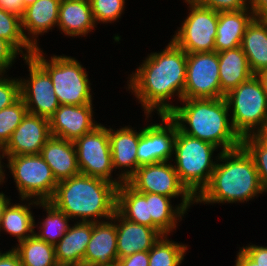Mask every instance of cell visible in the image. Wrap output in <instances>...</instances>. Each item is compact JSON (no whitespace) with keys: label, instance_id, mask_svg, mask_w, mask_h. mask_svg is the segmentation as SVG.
I'll return each mask as SVG.
<instances>
[{"label":"cell","instance_id":"cell-20","mask_svg":"<svg viewBox=\"0 0 267 266\" xmlns=\"http://www.w3.org/2000/svg\"><path fill=\"white\" fill-rule=\"evenodd\" d=\"M57 182L80 174L74 142L51 136L40 151Z\"/></svg>","mask_w":267,"mask_h":266},{"label":"cell","instance_id":"cell-17","mask_svg":"<svg viewBox=\"0 0 267 266\" xmlns=\"http://www.w3.org/2000/svg\"><path fill=\"white\" fill-rule=\"evenodd\" d=\"M112 222H93L92 235L87 244L83 259V266H116L117 229L115 213L110 219ZM114 220V223H113Z\"/></svg>","mask_w":267,"mask_h":266},{"label":"cell","instance_id":"cell-33","mask_svg":"<svg viewBox=\"0 0 267 266\" xmlns=\"http://www.w3.org/2000/svg\"><path fill=\"white\" fill-rule=\"evenodd\" d=\"M0 38L8 41L19 53L23 54L22 58L30 57L34 52V48L23 35L21 28V18L15 14L6 12L1 8ZM22 49H25L26 54Z\"/></svg>","mask_w":267,"mask_h":266},{"label":"cell","instance_id":"cell-49","mask_svg":"<svg viewBox=\"0 0 267 266\" xmlns=\"http://www.w3.org/2000/svg\"><path fill=\"white\" fill-rule=\"evenodd\" d=\"M0 152L2 153V147L0 146ZM1 156H3V155H0V184H2L4 181V178H5V174H4V172H3V165H1V160L3 159V157L1 158ZM2 182V183H1Z\"/></svg>","mask_w":267,"mask_h":266},{"label":"cell","instance_id":"cell-37","mask_svg":"<svg viewBox=\"0 0 267 266\" xmlns=\"http://www.w3.org/2000/svg\"><path fill=\"white\" fill-rule=\"evenodd\" d=\"M2 77V78H1ZM0 77V110L15 103L20 97V80Z\"/></svg>","mask_w":267,"mask_h":266},{"label":"cell","instance_id":"cell-51","mask_svg":"<svg viewBox=\"0 0 267 266\" xmlns=\"http://www.w3.org/2000/svg\"><path fill=\"white\" fill-rule=\"evenodd\" d=\"M262 18L267 22V13Z\"/></svg>","mask_w":267,"mask_h":266},{"label":"cell","instance_id":"cell-22","mask_svg":"<svg viewBox=\"0 0 267 266\" xmlns=\"http://www.w3.org/2000/svg\"><path fill=\"white\" fill-rule=\"evenodd\" d=\"M60 3L61 0H37L25 8L21 18V28L25 39L34 49L39 48L36 37L57 25ZM25 29L30 36L32 34L31 38L26 36Z\"/></svg>","mask_w":267,"mask_h":266},{"label":"cell","instance_id":"cell-2","mask_svg":"<svg viewBox=\"0 0 267 266\" xmlns=\"http://www.w3.org/2000/svg\"><path fill=\"white\" fill-rule=\"evenodd\" d=\"M181 101L184 106H174L167 114L181 132L210 142L218 148L222 147V152L241 147L242 139L235 132L232 123H229V108L225 97Z\"/></svg>","mask_w":267,"mask_h":266},{"label":"cell","instance_id":"cell-24","mask_svg":"<svg viewBox=\"0 0 267 266\" xmlns=\"http://www.w3.org/2000/svg\"><path fill=\"white\" fill-rule=\"evenodd\" d=\"M221 98L253 75L241 46L218 52Z\"/></svg>","mask_w":267,"mask_h":266},{"label":"cell","instance_id":"cell-45","mask_svg":"<svg viewBox=\"0 0 267 266\" xmlns=\"http://www.w3.org/2000/svg\"><path fill=\"white\" fill-rule=\"evenodd\" d=\"M239 251L235 266H258L242 249Z\"/></svg>","mask_w":267,"mask_h":266},{"label":"cell","instance_id":"cell-10","mask_svg":"<svg viewBox=\"0 0 267 266\" xmlns=\"http://www.w3.org/2000/svg\"><path fill=\"white\" fill-rule=\"evenodd\" d=\"M185 2L190 5L191 12L171 40L186 53L215 51L218 12L192 0Z\"/></svg>","mask_w":267,"mask_h":266},{"label":"cell","instance_id":"cell-27","mask_svg":"<svg viewBox=\"0 0 267 266\" xmlns=\"http://www.w3.org/2000/svg\"><path fill=\"white\" fill-rule=\"evenodd\" d=\"M116 211L128 221L152 227L146 193L138 192L127 182L117 187Z\"/></svg>","mask_w":267,"mask_h":266},{"label":"cell","instance_id":"cell-28","mask_svg":"<svg viewBox=\"0 0 267 266\" xmlns=\"http://www.w3.org/2000/svg\"><path fill=\"white\" fill-rule=\"evenodd\" d=\"M170 197L156 193H146L148 202L149 217H152V228L161 236L176 228L177 221L182 219L185 210L181 207H172Z\"/></svg>","mask_w":267,"mask_h":266},{"label":"cell","instance_id":"cell-42","mask_svg":"<svg viewBox=\"0 0 267 266\" xmlns=\"http://www.w3.org/2000/svg\"><path fill=\"white\" fill-rule=\"evenodd\" d=\"M0 8L20 18L25 12L23 0H0Z\"/></svg>","mask_w":267,"mask_h":266},{"label":"cell","instance_id":"cell-39","mask_svg":"<svg viewBox=\"0 0 267 266\" xmlns=\"http://www.w3.org/2000/svg\"><path fill=\"white\" fill-rule=\"evenodd\" d=\"M20 54L8 41L0 38V76L4 75L9 66H12V62L16 58V55Z\"/></svg>","mask_w":267,"mask_h":266},{"label":"cell","instance_id":"cell-7","mask_svg":"<svg viewBox=\"0 0 267 266\" xmlns=\"http://www.w3.org/2000/svg\"><path fill=\"white\" fill-rule=\"evenodd\" d=\"M225 99L232 110V126L241 139L256 135L267 125V94L256 75L230 90Z\"/></svg>","mask_w":267,"mask_h":266},{"label":"cell","instance_id":"cell-11","mask_svg":"<svg viewBox=\"0 0 267 266\" xmlns=\"http://www.w3.org/2000/svg\"><path fill=\"white\" fill-rule=\"evenodd\" d=\"M78 167L81 174L98 177L114 183L117 187L123 180H112L114 170L108 129L99 124L92 131L74 141ZM111 178V179H110Z\"/></svg>","mask_w":267,"mask_h":266},{"label":"cell","instance_id":"cell-13","mask_svg":"<svg viewBox=\"0 0 267 266\" xmlns=\"http://www.w3.org/2000/svg\"><path fill=\"white\" fill-rule=\"evenodd\" d=\"M29 65L28 80L20 79V94L29 114L50 119L59 107L49 74L30 56L24 57Z\"/></svg>","mask_w":267,"mask_h":266},{"label":"cell","instance_id":"cell-44","mask_svg":"<svg viewBox=\"0 0 267 266\" xmlns=\"http://www.w3.org/2000/svg\"><path fill=\"white\" fill-rule=\"evenodd\" d=\"M250 10L255 17H263L267 13V0H248Z\"/></svg>","mask_w":267,"mask_h":266},{"label":"cell","instance_id":"cell-31","mask_svg":"<svg viewBox=\"0 0 267 266\" xmlns=\"http://www.w3.org/2000/svg\"><path fill=\"white\" fill-rule=\"evenodd\" d=\"M187 246L167 239L162 235L149 250V266H180Z\"/></svg>","mask_w":267,"mask_h":266},{"label":"cell","instance_id":"cell-26","mask_svg":"<svg viewBox=\"0 0 267 266\" xmlns=\"http://www.w3.org/2000/svg\"><path fill=\"white\" fill-rule=\"evenodd\" d=\"M241 48L253 75L267 69V22L262 17H255L247 26Z\"/></svg>","mask_w":267,"mask_h":266},{"label":"cell","instance_id":"cell-25","mask_svg":"<svg viewBox=\"0 0 267 266\" xmlns=\"http://www.w3.org/2000/svg\"><path fill=\"white\" fill-rule=\"evenodd\" d=\"M59 29L74 37L86 35L95 27L89 0H61L59 7Z\"/></svg>","mask_w":267,"mask_h":266},{"label":"cell","instance_id":"cell-15","mask_svg":"<svg viewBox=\"0 0 267 266\" xmlns=\"http://www.w3.org/2000/svg\"><path fill=\"white\" fill-rule=\"evenodd\" d=\"M51 136L49 119L27 113L2 148V157L40 154Z\"/></svg>","mask_w":267,"mask_h":266},{"label":"cell","instance_id":"cell-5","mask_svg":"<svg viewBox=\"0 0 267 266\" xmlns=\"http://www.w3.org/2000/svg\"><path fill=\"white\" fill-rule=\"evenodd\" d=\"M216 149L218 147L214 144L189 136L177 128L174 168L180 181L195 197L210 182L216 166L212 159Z\"/></svg>","mask_w":267,"mask_h":266},{"label":"cell","instance_id":"cell-29","mask_svg":"<svg viewBox=\"0 0 267 266\" xmlns=\"http://www.w3.org/2000/svg\"><path fill=\"white\" fill-rule=\"evenodd\" d=\"M31 204L39 205V201H35L34 199V201L29 203V207L26 204L11 205L9 202L3 210L0 231L3 229L10 235L16 236L18 242L24 241L34 235V228L36 225L34 224V216L30 210Z\"/></svg>","mask_w":267,"mask_h":266},{"label":"cell","instance_id":"cell-32","mask_svg":"<svg viewBox=\"0 0 267 266\" xmlns=\"http://www.w3.org/2000/svg\"><path fill=\"white\" fill-rule=\"evenodd\" d=\"M39 205L46 209V219L39 226L40 232L35 235L46 241L47 243L55 245L69 228V217L62 211L55 208L50 202H39ZM42 227V228H41Z\"/></svg>","mask_w":267,"mask_h":266},{"label":"cell","instance_id":"cell-47","mask_svg":"<svg viewBox=\"0 0 267 266\" xmlns=\"http://www.w3.org/2000/svg\"><path fill=\"white\" fill-rule=\"evenodd\" d=\"M9 202L10 200L5 196V194L0 193V223L2 219L3 210Z\"/></svg>","mask_w":267,"mask_h":266},{"label":"cell","instance_id":"cell-4","mask_svg":"<svg viewBox=\"0 0 267 266\" xmlns=\"http://www.w3.org/2000/svg\"><path fill=\"white\" fill-rule=\"evenodd\" d=\"M218 155L224 163H216L209 184L196 197L197 203L244 202L263 193L254 161L242 146Z\"/></svg>","mask_w":267,"mask_h":266},{"label":"cell","instance_id":"cell-50","mask_svg":"<svg viewBox=\"0 0 267 266\" xmlns=\"http://www.w3.org/2000/svg\"><path fill=\"white\" fill-rule=\"evenodd\" d=\"M37 0H23L24 7L31 5L32 3L36 2Z\"/></svg>","mask_w":267,"mask_h":266},{"label":"cell","instance_id":"cell-41","mask_svg":"<svg viewBox=\"0 0 267 266\" xmlns=\"http://www.w3.org/2000/svg\"><path fill=\"white\" fill-rule=\"evenodd\" d=\"M258 266H267V247L249 245L241 248Z\"/></svg>","mask_w":267,"mask_h":266},{"label":"cell","instance_id":"cell-19","mask_svg":"<svg viewBox=\"0 0 267 266\" xmlns=\"http://www.w3.org/2000/svg\"><path fill=\"white\" fill-rule=\"evenodd\" d=\"M142 132L143 129L136 132L128 126L116 131L112 128L108 129L113 168H130L122 171L123 173L118 177L119 180L126 182L138 169L137 149Z\"/></svg>","mask_w":267,"mask_h":266},{"label":"cell","instance_id":"cell-16","mask_svg":"<svg viewBox=\"0 0 267 266\" xmlns=\"http://www.w3.org/2000/svg\"><path fill=\"white\" fill-rule=\"evenodd\" d=\"M92 103L85 105H59L49 119L52 136L74 142L99 124L93 121Z\"/></svg>","mask_w":267,"mask_h":266},{"label":"cell","instance_id":"cell-14","mask_svg":"<svg viewBox=\"0 0 267 266\" xmlns=\"http://www.w3.org/2000/svg\"><path fill=\"white\" fill-rule=\"evenodd\" d=\"M162 123L143 128L137 149L138 167L169 161L174 153L177 125L168 115H159Z\"/></svg>","mask_w":267,"mask_h":266},{"label":"cell","instance_id":"cell-43","mask_svg":"<svg viewBox=\"0 0 267 266\" xmlns=\"http://www.w3.org/2000/svg\"><path fill=\"white\" fill-rule=\"evenodd\" d=\"M0 266H23L18 253L12 248L6 253L0 252Z\"/></svg>","mask_w":267,"mask_h":266},{"label":"cell","instance_id":"cell-48","mask_svg":"<svg viewBox=\"0 0 267 266\" xmlns=\"http://www.w3.org/2000/svg\"><path fill=\"white\" fill-rule=\"evenodd\" d=\"M256 136L267 146V125Z\"/></svg>","mask_w":267,"mask_h":266},{"label":"cell","instance_id":"cell-40","mask_svg":"<svg viewBox=\"0 0 267 266\" xmlns=\"http://www.w3.org/2000/svg\"><path fill=\"white\" fill-rule=\"evenodd\" d=\"M116 266H149V251L136 252L120 258Z\"/></svg>","mask_w":267,"mask_h":266},{"label":"cell","instance_id":"cell-30","mask_svg":"<svg viewBox=\"0 0 267 266\" xmlns=\"http://www.w3.org/2000/svg\"><path fill=\"white\" fill-rule=\"evenodd\" d=\"M23 266H59L54 245L39 239L35 234L13 248Z\"/></svg>","mask_w":267,"mask_h":266},{"label":"cell","instance_id":"cell-3","mask_svg":"<svg viewBox=\"0 0 267 266\" xmlns=\"http://www.w3.org/2000/svg\"><path fill=\"white\" fill-rule=\"evenodd\" d=\"M116 190L114 183L80 173L58 182L48 202L70 219L80 217L83 222H99L98 218L109 220L113 217Z\"/></svg>","mask_w":267,"mask_h":266},{"label":"cell","instance_id":"cell-34","mask_svg":"<svg viewBox=\"0 0 267 266\" xmlns=\"http://www.w3.org/2000/svg\"><path fill=\"white\" fill-rule=\"evenodd\" d=\"M27 113L28 110L21 97L12 105L0 110V146L2 148L10 140L12 133Z\"/></svg>","mask_w":267,"mask_h":266},{"label":"cell","instance_id":"cell-1","mask_svg":"<svg viewBox=\"0 0 267 266\" xmlns=\"http://www.w3.org/2000/svg\"><path fill=\"white\" fill-rule=\"evenodd\" d=\"M186 64L187 53L171 40L161 53L148 55L131 74L128 88L139 99L147 117L155 109L158 115H167L174 108L167 100L175 93L183 99Z\"/></svg>","mask_w":267,"mask_h":266},{"label":"cell","instance_id":"cell-38","mask_svg":"<svg viewBox=\"0 0 267 266\" xmlns=\"http://www.w3.org/2000/svg\"><path fill=\"white\" fill-rule=\"evenodd\" d=\"M194 3L217 12L248 9L247 0H192ZM248 5V6H247Z\"/></svg>","mask_w":267,"mask_h":266},{"label":"cell","instance_id":"cell-6","mask_svg":"<svg viewBox=\"0 0 267 266\" xmlns=\"http://www.w3.org/2000/svg\"><path fill=\"white\" fill-rule=\"evenodd\" d=\"M31 57L49 74L60 105L92 103L88 75L75 58L54 55L48 62L40 48Z\"/></svg>","mask_w":267,"mask_h":266},{"label":"cell","instance_id":"cell-8","mask_svg":"<svg viewBox=\"0 0 267 266\" xmlns=\"http://www.w3.org/2000/svg\"><path fill=\"white\" fill-rule=\"evenodd\" d=\"M21 200L49 201L56 189V181L50 166L40 154L7 156Z\"/></svg>","mask_w":267,"mask_h":266},{"label":"cell","instance_id":"cell-23","mask_svg":"<svg viewBox=\"0 0 267 266\" xmlns=\"http://www.w3.org/2000/svg\"><path fill=\"white\" fill-rule=\"evenodd\" d=\"M248 9L218 12L215 51L222 52L241 46L247 26L255 18ZM249 12V13H248Z\"/></svg>","mask_w":267,"mask_h":266},{"label":"cell","instance_id":"cell-9","mask_svg":"<svg viewBox=\"0 0 267 266\" xmlns=\"http://www.w3.org/2000/svg\"><path fill=\"white\" fill-rule=\"evenodd\" d=\"M126 182L141 193H156L171 199L181 195L179 206L185 211L196 202V197L180 181L174 165L168 161L142 165Z\"/></svg>","mask_w":267,"mask_h":266},{"label":"cell","instance_id":"cell-12","mask_svg":"<svg viewBox=\"0 0 267 266\" xmlns=\"http://www.w3.org/2000/svg\"><path fill=\"white\" fill-rule=\"evenodd\" d=\"M221 98L216 51L187 53L183 99Z\"/></svg>","mask_w":267,"mask_h":266},{"label":"cell","instance_id":"cell-18","mask_svg":"<svg viewBox=\"0 0 267 266\" xmlns=\"http://www.w3.org/2000/svg\"><path fill=\"white\" fill-rule=\"evenodd\" d=\"M118 259L149 251L161 235L152 227L128 221L115 211Z\"/></svg>","mask_w":267,"mask_h":266},{"label":"cell","instance_id":"cell-46","mask_svg":"<svg viewBox=\"0 0 267 266\" xmlns=\"http://www.w3.org/2000/svg\"><path fill=\"white\" fill-rule=\"evenodd\" d=\"M256 77L261 81V84L267 94V69L260 71Z\"/></svg>","mask_w":267,"mask_h":266},{"label":"cell","instance_id":"cell-35","mask_svg":"<svg viewBox=\"0 0 267 266\" xmlns=\"http://www.w3.org/2000/svg\"><path fill=\"white\" fill-rule=\"evenodd\" d=\"M241 146L252 157L263 192H267V146L256 136L242 138Z\"/></svg>","mask_w":267,"mask_h":266},{"label":"cell","instance_id":"cell-21","mask_svg":"<svg viewBox=\"0 0 267 266\" xmlns=\"http://www.w3.org/2000/svg\"><path fill=\"white\" fill-rule=\"evenodd\" d=\"M54 245L59 266H83L87 244L90 241L93 222H76Z\"/></svg>","mask_w":267,"mask_h":266},{"label":"cell","instance_id":"cell-36","mask_svg":"<svg viewBox=\"0 0 267 266\" xmlns=\"http://www.w3.org/2000/svg\"><path fill=\"white\" fill-rule=\"evenodd\" d=\"M95 23L112 22L119 19L123 13L125 0H89Z\"/></svg>","mask_w":267,"mask_h":266}]
</instances>
